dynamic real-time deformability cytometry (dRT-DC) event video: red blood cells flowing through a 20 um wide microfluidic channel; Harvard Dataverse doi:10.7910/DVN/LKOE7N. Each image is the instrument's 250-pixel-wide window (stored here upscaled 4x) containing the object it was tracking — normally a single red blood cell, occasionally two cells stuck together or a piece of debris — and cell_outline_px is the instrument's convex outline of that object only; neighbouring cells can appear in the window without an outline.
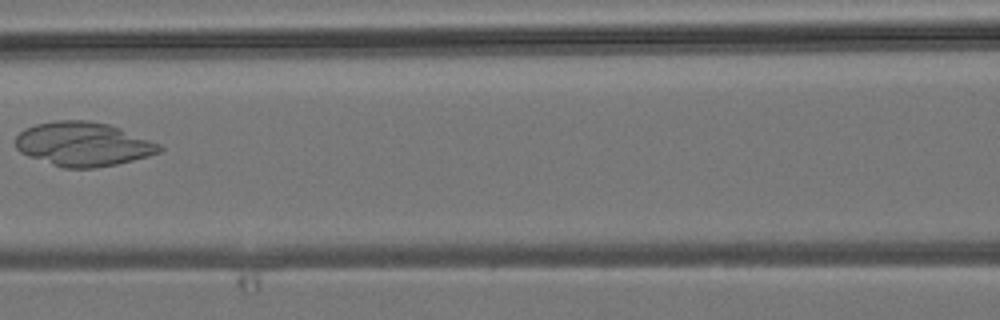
{"species": "common noctule bat (a hibernating species)", "species_latin": "Nyctalus noctula", "temperature_condition": "room temperature", "stored_images_in_passage": 5, "camera_frame_rate_fps": 3000, "um_per_image_px": 0.085, "animal": {"sex": "male", "body_mass_g": 19.2, "forearm_length_mm": 51.8}, "frame": {"image": 1, "passage_image": 5, "time_ms": 4.667, "image_size_px": [1000, 320], "cell_outline_px": [[164, 148], [160, 152], [148, 156], [116, 164], [96, 168], [64, 168], [28, 156], [20, 152], [16, 148], [16, 136], [24, 128], [36, 124], [56, 120], [88, 120], [108, 124], [120, 128], [160, 144]], "centroid_in_image_um": [7.06, 12.25], "position_along_channel_um": 159.5, "area_um2": 36.88}}